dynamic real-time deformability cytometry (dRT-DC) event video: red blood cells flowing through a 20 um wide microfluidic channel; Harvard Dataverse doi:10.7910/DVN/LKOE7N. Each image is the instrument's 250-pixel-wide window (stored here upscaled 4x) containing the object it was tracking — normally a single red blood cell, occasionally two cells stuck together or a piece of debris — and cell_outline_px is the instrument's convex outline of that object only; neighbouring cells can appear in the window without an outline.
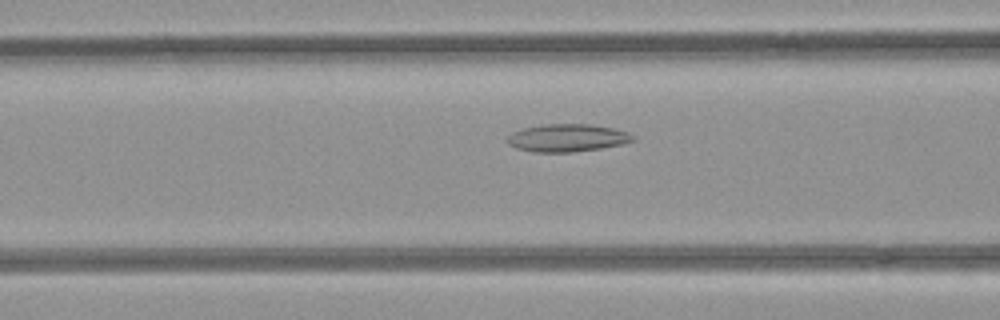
{"species": "common noctule bat (a hibernating species)", "species_latin": "Nyctalus noctula", "temperature_condition": "room temperature", "stored_images_in_passage": 36, "camera_frame_rate_fps": 3000, "um_per_image_px": 0.085, "animal": {"sex": "female", "body_mass_g": 21.9}, "frame": {"image": 1, "passage_image": 4, "time_ms": 1.0, "image_size_px": [1000, 320], "cell_outline_px": [[636, 140], [620, 144], [600, 148], [572, 152], [536, 152], [516, 148], [508, 144], [504, 140], [512, 132], [524, 128], [548, 124], [588, 124], [612, 128], [628, 132], [636, 136]], "centroid_in_image_um": [48.2, 11.72], "position_along_channel_um": 118.4, "area_um2": 20.17}}
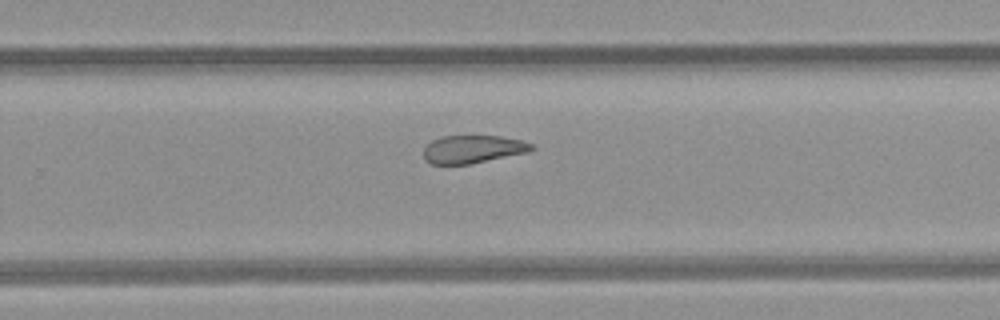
{"frame": {"image": 2, "passage_image": 17, "time_ms": 5.333, "image_size_px": [1000, 320], "cell_outline_px": [[536, 148], [528, 152], [468, 164], [432, 164], [424, 160], [424, 148], [432, 140], [440, 136], [500, 136], [520, 140], [532, 144]], "centroid_in_image_um": [40.17, 12.68], "position_along_channel_um": 289.6, "area_um2": 17.46}}
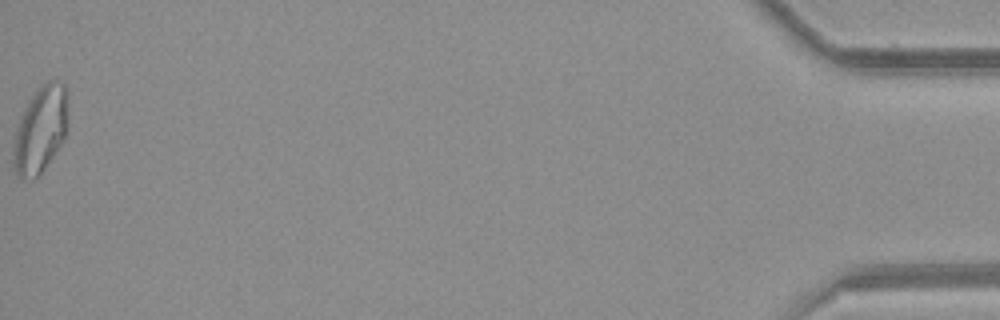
{"frame": {"image": 3, "passage_image": 36, "time_ms": 11.667, "image_size_px": [1000, 320], "cell_outline_px": [[68, 128], [60, 144], [44, 168], [32, 180], [24, 180], [16, 172], [12, 164], [12, 148], [16, 128], [24, 108], [28, 100], [48, 80], [56, 80], [64, 84], [68, 92]], "centroid_in_image_um": [3.44, 11.0], "position_along_channel_um": 431.8, "area_um2": 27.69}}